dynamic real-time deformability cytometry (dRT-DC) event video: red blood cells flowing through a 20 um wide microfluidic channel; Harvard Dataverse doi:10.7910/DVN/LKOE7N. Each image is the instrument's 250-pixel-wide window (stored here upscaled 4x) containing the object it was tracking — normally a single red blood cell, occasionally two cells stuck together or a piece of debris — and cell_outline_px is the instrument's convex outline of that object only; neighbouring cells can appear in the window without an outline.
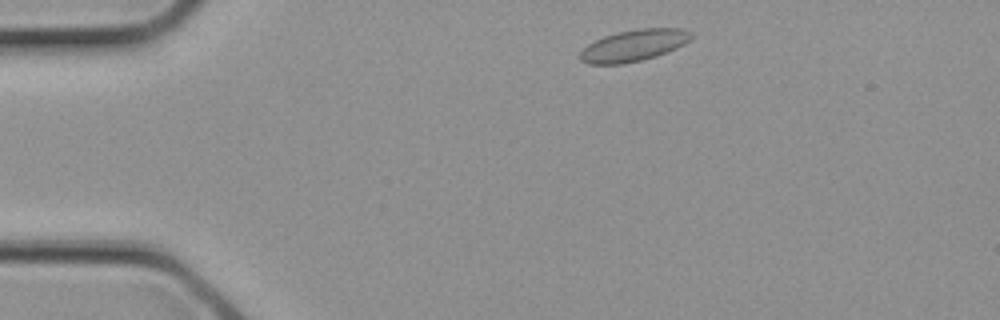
{"species": "common noctule bat (a hibernating species)", "species_latin": "Nyctalus noctula", "temperature_condition": "cold", "stored_images_in_passage": 2, "camera_frame_rate_fps": 3000, "um_per_image_px": 0.085, "animal": {"sex": "female", "body_mass_g": 21.9}, "frame": {"image": 1, "passage_image": 1, "time_ms": 0.0, "image_size_px": [1000, 320], "cell_outline_px": [[692, 36], [684, 44], [668, 52], [656, 56], [624, 64], [588, 64], [580, 60], [580, 52], [588, 44], [604, 36], [616, 32], [640, 28], [680, 28], [692, 32]], "centroid_in_image_um": [53.86, 3.86], "position_along_channel_um": 31.1, "area_um2": 20.4}}
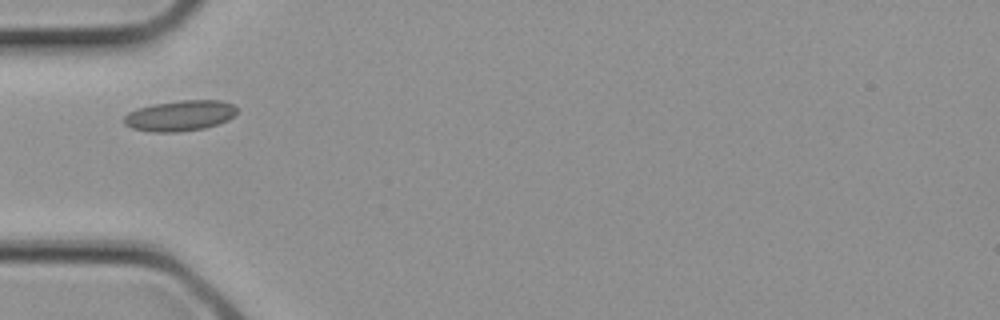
{"frame": {"image": 2, "passage_image": 2, "time_ms": 0.333, "image_size_px": [1000, 320], "cell_outline_px": [[236, 112], [228, 120], [204, 128], [180, 132], [148, 132], [132, 128], [124, 124], [124, 116], [128, 112], [136, 108], [152, 104], [180, 100], [220, 100], [232, 104], [236, 108]], "centroid_in_image_um": [15.24, 9.83], "position_along_channel_um": 69.8, "area_um2": 20.23}}